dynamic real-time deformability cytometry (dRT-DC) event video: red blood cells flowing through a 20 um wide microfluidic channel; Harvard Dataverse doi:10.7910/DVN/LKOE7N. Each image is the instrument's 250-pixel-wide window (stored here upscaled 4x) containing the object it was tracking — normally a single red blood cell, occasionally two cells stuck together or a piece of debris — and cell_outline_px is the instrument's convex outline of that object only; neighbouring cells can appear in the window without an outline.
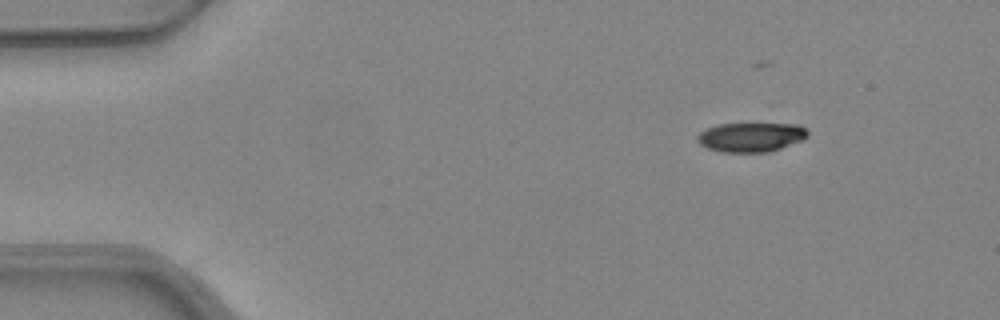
{"species": "common noctule bat (a hibernating species)", "species_latin": "Nyctalus noctula", "temperature_condition": "warm", "stored_images_in_passage": 10, "camera_frame_rate_fps": 3000, "um_per_image_px": 0.085, "animal": {"sex": "female", "body_mass_g": 24.6, "forearm_length_mm": 56.2}, "frame": {"image": 1, "passage_image": 1, "time_ms": 0.0, "image_size_px": [1000, 320], "cell_outline_px": [[808, 136], [804, 140], [768, 152], [724, 152], [708, 148], [700, 144], [696, 140], [696, 136], [700, 132], [708, 128], [720, 124], [800, 124], [808, 132]], "centroid_in_image_um": [63.85, 11.66], "position_along_channel_um": 21.2, "area_um2": 18.79}}